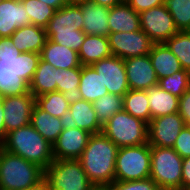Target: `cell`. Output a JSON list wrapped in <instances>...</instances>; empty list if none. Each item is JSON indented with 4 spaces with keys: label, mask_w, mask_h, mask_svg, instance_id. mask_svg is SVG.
I'll return each instance as SVG.
<instances>
[{
    "label": "cell",
    "mask_w": 190,
    "mask_h": 190,
    "mask_svg": "<svg viewBox=\"0 0 190 190\" xmlns=\"http://www.w3.org/2000/svg\"><path fill=\"white\" fill-rule=\"evenodd\" d=\"M79 91L83 100L92 103L108 93L100 75L92 66H81Z\"/></svg>",
    "instance_id": "83f0119b"
},
{
    "label": "cell",
    "mask_w": 190,
    "mask_h": 190,
    "mask_svg": "<svg viewBox=\"0 0 190 190\" xmlns=\"http://www.w3.org/2000/svg\"><path fill=\"white\" fill-rule=\"evenodd\" d=\"M67 3H78V2H81V1H84V0H66Z\"/></svg>",
    "instance_id": "bcb514c9"
},
{
    "label": "cell",
    "mask_w": 190,
    "mask_h": 190,
    "mask_svg": "<svg viewBox=\"0 0 190 190\" xmlns=\"http://www.w3.org/2000/svg\"><path fill=\"white\" fill-rule=\"evenodd\" d=\"M123 97L107 93L93 102L96 117L104 125L115 113L123 110Z\"/></svg>",
    "instance_id": "1f68e13d"
},
{
    "label": "cell",
    "mask_w": 190,
    "mask_h": 190,
    "mask_svg": "<svg viewBox=\"0 0 190 190\" xmlns=\"http://www.w3.org/2000/svg\"><path fill=\"white\" fill-rule=\"evenodd\" d=\"M130 90H147L158 85V77L149 55L124 60Z\"/></svg>",
    "instance_id": "2e32d148"
},
{
    "label": "cell",
    "mask_w": 190,
    "mask_h": 190,
    "mask_svg": "<svg viewBox=\"0 0 190 190\" xmlns=\"http://www.w3.org/2000/svg\"><path fill=\"white\" fill-rule=\"evenodd\" d=\"M45 30L47 39L79 52L86 36L79 4L67 3L56 10Z\"/></svg>",
    "instance_id": "277c9868"
},
{
    "label": "cell",
    "mask_w": 190,
    "mask_h": 190,
    "mask_svg": "<svg viewBox=\"0 0 190 190\" xmlns=\"http://www.w3.org/2000/svg\"><path fill=\"white\" fill-rule=\"evenodd\" d=\"M182 163L173 148L151 146L150 178L161 190L182 189Z\"/></svg>",
    "instance_id": "8992f818"
},
{
    "label": "cell",
    "mask_w": 190,
    "mask_h": 190,
    "mask_svg": "<svg viewBox=\"0 0 190 190\" xmlns=\"http://www.w3.org/2000/svg\"><path fill=\"white\" fill-rule=\"evenodd\" d=\"M78 55L82 66H91L101 59L110 57L112 54L108 37L86 35Z\"/></svg>",
    "instance_id": "cb8c5ba5"
},
{
    "label": "cell",
    "mask_w": 190,
    "mask_h": 190,
    "mask_svg": "<svg viewBox=\"0 0 190 190\" xmlns=\"http://www.w3.org/2000/svg\"><path fill=\"white\" fill-rule=\"evenodd\" d=\"M83 16V32L86 35L106 36L110 34L108 17L110 8L91 0L78 2Z\"/></svg>",
    "instance_id": "ac0fdd59"
},
{
    "label": "cell",
    "mask_w": 190,
    "mask_h": 190,
    "mask_svg": "<svg viewBox=\"0 0 190 190\" xmlns=\"http://www.w3.org/2000/svg\"><path fill=\"white\" fill-rule=\"evenodd\" d=\"M44 179L54 190H91L95 187L76 159H54L44 170Z\"/></svg>",
    "instance_id": "ba28073f"
},
{
    "label": "cell",
    "mask_w": 190,
    "mask_h": 190,
    "mask_svg": "<svg viewBox=\"0 0 190 190\" xmlns=\"http://www.w3.org/2000/svg\"><path fill=\"white\" fill-rule=\"evenodd\" d=\"M119 147L102 132L92 134L78 159L95 187H107L115 181V161Z\"/></svg>",
    "instance_id": "7a4b0ae2"
},
{
    "label": "cell",
    "mask_w": 190,
    "mask_h": 190,
    "mask_svg": "<svg viewBox=\"0 0 190 190\" xmlns=\"http://www.w3.org/2000/svg\"><path fill=\"white\" fill-rule=\"evenodd\" d=\"M57 91L61 92L69 104L82 100L79 91L81 68L56 69Z\"/></svg>",
    "instance_id": "f1b7e54d"
},
{
    "label": "cell",
    "mask_w": 190,
    "mask_h": 190,
    "mask_svg": "<svg viewBox=\"0 0 190 190\" xmlns=\"http://www.w3.org/2000/svg\"><path fill=\"white\" fill-rule=\"evenodd\" d=\"M2 105L6 137L10 131L30 124L35 97L30 92L22 95L6 96Z\"/></svg>",
    "instance_id": "5bb4252c"
},
{
    "label": "cell",
    "mask_w": 190,
    "mask_h": 190,
    "mask_svg": "<svg viewBox=\"0 0 190 190\" xmlns=\"http://www.w3.org/2000/svg\"><path fill=\"white\" fill-rule=\"evenodd\" d=\"M178 113L185 121L186 126H190V89L179 98Z\"/></svg>",
    "instance_id": "ab89813d"
},
{
    "label": "cell",
    "mask_w": 190,
    "mask_h": 190,
    "mask_svg": "<svg viewBox=\"0 0 190 190\" xmlns=\"http://www.w3.org/2000/svg\"><path fill=\"white\" fill-rule=\"evenodd\" d=\"M40 59L38 53H20L10 37L0 38V93L4 97L29 93Z\"/></svg>",
    "instance_id": "6da1fadb"
},
{
    "label": "cell",
    "mask_w": 190,
    "mask_h": 190,
    "mask_svg": "<svg viewBox=\"0 0 190 190\" xmlns=\"http://www.w3.org/2000/svg\"><path fill=\"white\" fill-rule=\"evenodd\" d=\"M108 39L111 54L123 60L148 55L154 44L143 30L110 33Z\"/></svg>",
    "instance_id": "8fae6325"
},
{
    "label": "cell",
    "mask_w": 190,
    "mask_h": 190,
    "mask_svg": "<svg viewBox=\"0 0 190 190\" xmlns=\"http://www.w3.org/2000/svg\"><path fill=\"white\" fill-rule=\"evenodd\" d=\"M31 24L21 0H0V38L10 37L18 28Z\"/></svg>",
    "instance_id": "d6986e66"
},
{
    "label": "cell",
    "mask_w": 190,
    "mask_h": 190,
    "mask_svg": "<svg viewBox=\"0 0 190 190\" xmlns=\"http://www.w3.org/2000/svg\"><path fill=\"white\" fill-rule=\"evenodd\" d=\"M140 27L154 43H165L178 32L172 15L163 5L139 13Z\"/></svg>",
    "instance_id": "30bf717a"
},
{
    "label": "cell",
    "mask_w": 190,
    "mask_h": 190,
    "mask_svg": "<svg viewBox=\"0 0 190 190\" xmlns=\"http://www.w3.org/2000/svg\"><path fill=\"white\" fill-rule=\"evenodd\" d=\"M181 190H190V186L189 187H184L183 189Z\"/></svg>",
    "instance_id": "681fc988"
},
{
    "label": "cell",
    "mask_w": 190,
    "mask_h": 190,
    "mask_svg": "<svg viewBox=\"0 0 190 190\" xmlns=\"http://www.w3.org/2000/svg\"><path fill=\"white\" fill-rule=\"evenodd\" d=\"M35 103L51 116L61 118L69 110L70 104L58 91L49 92L35 98Z\"/></svg>",
    "instance_id": "d6a6232c"
},
{
    "label": "cell",
    "mask_w": 190,
    "mask_h": 190,
    "mask_svg": "<svg viewBox=\"0 0 190 190\" xmlns=\"http://www.w3.org/2000/svg\"><path fill=\"white\" fill-rule=\"evenodd\" d=\"M91 66L100 75L108 93L123 97L130 90L123 59L111 55Z\"/></svg>",
    "instance_id": "4fadbf2b"
},
{
    "label": "cell",
    "mask_w": 190,
    "mask_h": 190,
    "mask_svg": "<svg viewBox=\"0 0 190 190\" xmlns=\"http://www.w3.org/2000/svg\"><path fill=\"white\" fill-rule=\"evenodd\" d=\"M185 126V121L178 112L151 119L148 124V144L172 148Z\"/></svg>",
    "instance_id": "7c38bea8"
},
{
    "label": "cell",
    "mask_w": 190,
    "mask_h": 190,
    "mask_svg": "<svg viewBox=\"0 0 190 190\" xmlns=\"http://www.w3.org/2000/svg\"><path fill=\"white\" fill-rule=\"evenodd\" d=\"M126 3L137 13L164 4V0H127Z\"/></svg>",
    "instance_id": "f35d334b"
},
{
    "label": "cell",
    "mask_w": 190,
    "mask_h": 190,
    "mask_svg": "<svg viewBox=\"0 0 190 190\" xmlns=\"http://www.w3.org/2000/svg\"><path fill=\"white\" fill-rule=\"evenodd\" d=\"M190 186V157L184 158L182 163V189Z\"/></svg>",
    "instance_id": "60d3db41"
},
{
    "label": "cell",
    "mask_w": 190,
    "mask_h": 190,
    "mask_svg": "<svg viewBox=\"0 0 190 190\" xmlns=\"http://www.w3.org/2000/svg\"><path fill=\"white\" fill-rule=\"evenodd\" d=\"M102 133L119 148L148 143V124L124 110L102 125Z\"/></svg>",
    "instance_id": "52a82bcc"
},
{
    "label": "cell",
    "mask_w": 190,
    "mask_h": 190,
    "mask_svg": "<svg viewBox=\"0 0 190 190\" xmlns=\"http://www.w3.org/2000/svg\"><path fill=\"white\" fill-rule=\"evenodd\" d=\"M4 96L0 93V104L3 103Z\"/></svg>",
    "instance_id": "c3c4849f"
},
{
    "label": "cell",
    "mask_w": 190,
    "mask_h": 190,
    "mask_svg": "<svg viewBox=\"0 0 190 190\" xmlns=\"http://www.w3.org/2000/svg\"><path fill=\"white\" fill-rule=\"evenodd\" d=\"M27 190H54V189L45 181V179H43L39 184Z\"/></svg>",
    "instance_id": "f6af8a7d"
},
{
    "label": "cell",
    "mask_w": 190,
    "mask_h": 190,
    "mask_svg": "<svg viewBox=\"0 0 190 190\" xmlns=\"http://www.w3.org/2000/svg\"><path fill=\"white\" fill-rule=\"evenodd\" d=\"M178 31H190V0H164Z\"/></svg>",
    "instance_id": "e575fe53"
},
{
    "label": "cell",
    "mask_w": 190,
    "mask_h": 190,
    "mask_svg": "<svg viewBox=\"0 0 190 190\" xmlns=\"http://www.w3.org/2000/svg\"><path fill=\"white\" fill-rule=\"evenodd\" d=\"M91 135L78 127L63 129L57 141L53 144L54 159L78 160L87 146Z\"/></svg>",
    "instance_id": "e0dca14e"
},
{
    "label": "cell",
    "mask_w": 190,
    "mask_h": 190,
    "mask_svg": "<svg viewBox=\"0 0 190 190\" xmlns=\"http://www.w3.org/2000/svg\"><path fill=\"white\" fill-rule=\"evenodd\" d=\"M26 8L31 24L46 28L55 9L39 0H21Z\"/></svg>",
    "instance_id": "836d02e7"
},
{
    "label": "cell",
    "mask_w": 190,
    "mask_h": 190,
    "mask_svg": "<svg viewBox=\"0 0 190 190\" xmlns=\"http://www.w3.org/2000/svg\"><path fill=\"white\" fill-rule=\"evenodd\" d=\"M151 111V119L177 113L179 98L166 92L158 85L146 90Z\"/></svg>",
    "instance_id": "484cf974"
},
{
    "label": "cell",
    "mask_w": 190,
    "mask_h": 190,
    "mask_svg": "<svg viewBox=\"0 0 190 190\" xmlns=\"http://www.w3.org/2000/svg\"><path fill=\"white\" fill-rule=\"evenodd\" d=\"M5 140V124L3 105L0 104V144Z\"/></svg>",
    "instance_id": "7bdbcfd3"
},
{
    "label": "cell",
    "mask_w": 190,
    "mask_h": 190,
    "mask_svg": "<svg viewBox=\"0 0 190 190\" xmlns=\"http://www.w3.org/2000/svg\"><path fill=\"white\" fill-rule=\"evenodd\" d=\"M43 179V168L0 146V190H27Z\"/></svg>",
    "instance_id": "5b68a950"
},
{
    "label": "cell",
    "mask_w": 190,
    "mask_h": 190,
    "mask_svg": "<svg viewBox=\"0 0 190 190\" xmlns=\"http://www.w3.org/2000/svg\"><path fill=\"white\" fill-rule=\"evenodd\" d=\"M91 190H107L106 187H94Z\"/></svg>",
    "instance_id": "7dc6e473"
},
{
    "label": "cell",
    "mask_w": 190,
    "mask_h": 190,
    "mask_svg": "<svg viewBox=\"0 0 190 190\" xmlns=\"http://www.w3.org/2000/svg\"><path fill=\"white\" fill-rule=\"evenodd\" d=\"M151 146L120 147L115 161V180L135 181L150 178Z\"/></svg>",
    "instance_id": "9c48e42d"
},
{
    "label": "cell",
    "mask_w": 190,
    "mask_h": 190,
    "mask_svg": "<svg viewBox=\"0 0 190 190\" xmlns=\"http://www.w3.org/2000/svg\"><path fill=\"white\" fill-rule=\"evenodd\" d=\"M41 59L55 69L81 68L78 52L47 39L40 53Z\"/></svg>",
    "instance_id": "ffe728a7"
},
{
    "label": "cell",
    "mask_w": 190,
    "mask_h": 190,
    "mask_svg": "<svg viewBox=\"0 0 190 190\" xmlns=\"http://www.w3.org/2000/svg\"><path fill=\"white\" fill-rule=\"evenodd\" d=\"M165 44L178 58L182 69L190 72V31H178Z\"/></svg>",
    "instance_id": "4dcf8cb0"
},
{
    "label": "cell",
    "mask_w": 190,
    "mask_h": 190,
    "mask_svg": "<svg viewBox=\"0 0 190 190\" xmlns=\"http://www.w3.org/2000/svg\"><path fill=\"white\" fill-rule=\"evenodd\" d=\"M30 93L36 98L49 92L57 91L56 69L42 59L29 84Z\"/></svg>",
    "instance_id": "4316f807"
},
{
    "label": "cell",
    "mask_w": 190,
    "mask_h": 190,
    "mask_svg": "<svg viewBox=\"0 0 190 190\" xmlns=\"http://www.w3.org/2000/svg\"><path fill=\"white\" fill-rule=\"evenodd\" d=\"M30 124L52 145L63 131L61 119L51 116L36 103L32 110Z\"/></svg>",
    "instance_id": "d4e9b609"
},
{
    "label": "cell",
    "mask_w": 190,
    "mask_h": 190,
    "mask_svg": "<svg viewBox=\"0 0 190 190\" xmlns=\"http://www.w3.org/2000/svg\"><path fill=\"white\" fill-rule=\"evenodd\" d=\"M108 23L110 33H127L141 30L139 13L126 2H122L110 8Z\"/></svg>",
    "instance_id": "7402d4cb"
},
{
    "label": "cell",
    "mask_w": 190,
    "mask_h": 190,
    "mask_svg": "<svg viewBox=\"0 0 190 190\" xmlns=\"http://www.w3.org/2000/svg\"><path fill=\"white\" fill-rule=\"evenodd\" d=\"M123 110L149 124L151 111L146 90H129L123 96Z\"/></svg>",
    "instance_id": "f546056e"
},
{
    "label": "cell",
    "mask_w": 190,
    "mask_h": 190,
    "mask_svg": "<svg viewBox=\"0 0 190 190\" xmlns=\"http://www.w3.org/2000/svg\"><path fill=\"white\" fill-rule=\"evenodd\" d=\"M10 38L20 53L34 52L38 54L41 53L47 40L46 30L33 24L18 28Z\"/></svg>",
    "instance_id": "44dd1931"
},
{
    "label": "cell",
    "mask_w": 190,
    "mask_h": 190,
    "mask_svg": "<svg viewBox=\"0 0 190 190\" xmlns=\"http://www.w3.org/2000/svg\"><path fill=\"white\" fill-rule=\"evenodd\" d=\"M63 129L79 128L90 134L102 132V125L96 117L92 102L78 100L70 104V108L60 118Z\"/></svg>",
    "instance_id": "9a60e30c"
},
{
    "label": "cell",
    "mask_w": 190,
    "mask_h": 190,
    "mask_svg": "<svg viewBox=\"0 0 190 190\" xmlns=\"http://www.w3.org/2000/svg\"><path fill=\"white\" fill-rule=\"evenodd\" d=\"M0 146L10 153L35 163L44 170L54 161L53 145L31 124L7 133Z\"/></svg>",
    "instance_id": "3957f363"
},
{
    "label": "cell",
    "mask_w": 190,
    "mask_h": 190,
    "mask_svg": "<svg viewBox=\"0 0 190 190\" xmlns=\"http://www.w3.org/2000/svg\"><path fill=\"white\" fill-rule=\"evenodd\" d=\"M106 188L107 190H161L151 178L135 181L115 180Z\"/></svg>",
    "instance_id": "8d00e7d4"
},
{
    "label": "cell",
    "mask_w": 190,
    "mask_h": 190,
    "mask_svg": "<svg viewBox=\"0 0 190 190\" xmlns=\"http://www.w3.org/2000/svg\"><path fill=\"white\" fill-rule=\"evenodd\" d=\"M183 159L190 157V126H185L172 147Z\"/></svg>",
    "instance_id": "74e56055"
},
{
    "label": "cell",
    "mask_w": 190,
    "mask_h": 190,
    "mask_svg": "<svg viewBox=\"0 0 190 190\" xmlns=\"http://www.w3.org/2000/svg\"><path fill=\"white\" fill-rule=\"evenodd\" d=\"M148 55L158 80L182 70L180 61L165 43H154Z\"/></svg>",
    "instance_id": "603a6c76"
},
{
    "label": "cell",
    "mask_w": 190,
    "mask_h": 190,
    "mask_svg": "<svg viewBox=\"0 0 190 190\" xmlns=\"http://www.w3.org/2000/svg\"><path fill=\"white\" fill-rule=\"evenodd\" d=\"M158 86L166 92L180 98L190 89L189 71L182 69L171 76L161 78L158 81Z\"/></svg>",
    "instance_id": "d590c367"
},
{
    "label": "cell",
    "mask_w": 190,
    "mask_h": 190,
    "mask_svg": "<svg viewBox=\"0 0 190 190\" xmlns=\"http://www.w3.org/2000/svg\"><path fill=\"white\" fill-rule=\"evenodd\" d=\"M39 1L46 3L55 10H59L61 7L67 4L66 0H39Z\"/></svg>",
    "instance_id": "b9f144b4"
},
{
    "label": "cell",
    "mask_w": 190,
    "mask_h": 190,
    "mask_svg": "<svg viewBox=\"0 0 190 190\" xmlns=\"http://www.w3.org/2000/svg\"><path fill=\"white\" fill-rule=\"evenodd\" d=\"M91 1L97 3L98 5H103L109 8L122 3V0H91Z\"/></svg>",
    "instance_id": "ee69618b"
}]
</instances>
